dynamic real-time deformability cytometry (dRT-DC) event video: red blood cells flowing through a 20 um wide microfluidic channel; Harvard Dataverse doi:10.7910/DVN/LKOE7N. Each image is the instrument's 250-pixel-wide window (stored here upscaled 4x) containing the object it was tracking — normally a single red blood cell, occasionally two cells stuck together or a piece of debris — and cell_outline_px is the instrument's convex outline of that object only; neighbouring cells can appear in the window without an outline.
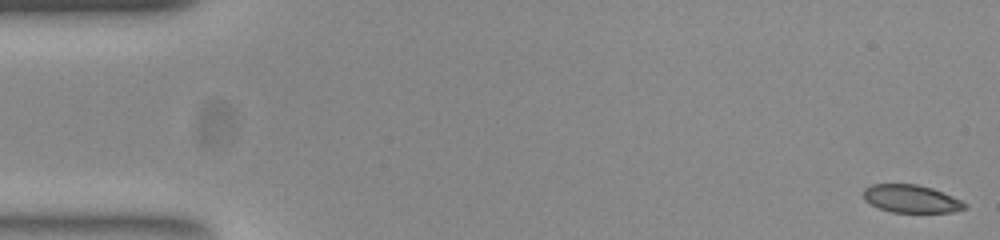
{"species": "common noctule bat (a hibernating species)", "species_latin": "Nyctalus noctula", "temperature_condition": "room temperature", "stored_images_in_passage": 53, "camera_frame_rate_fps": 3000, "um_per_image_px": 0.085, "animal": {"sex": "female", "body_mass_g": 23.0, "forearm_length_mm": 53.4}, "frame": {"image": 1, "passage_image": 1, "time_ms": 0.0, "image_size_px": [1000, 240], "cell_outline_px": [[968, 204], [964, 208], [952, 212], [892, 212], [880, 208], [864, 200], [864, 188], [872, 184], [916, 184], [932, 188], [952, 196]], "centroid_in_image_um": [77.44, 16.89], "position_along_channel_um": 7.6, "area_um2": 16.24}}
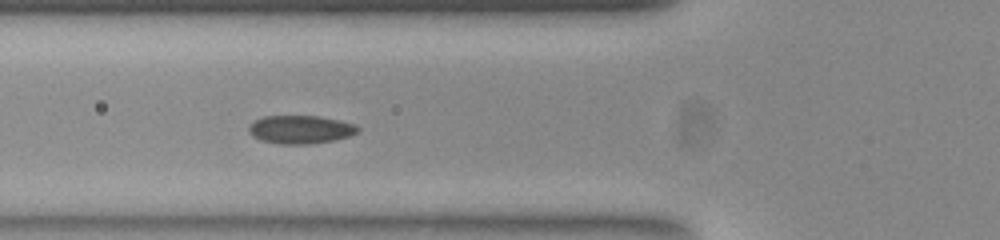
{"frame": {"image": 2, "passage_image": 19, "time_ms": 6.0, "image_size_px": [1000, 240], "cell_outline_px": [[360, 128], [356, 132], [348, 136], [332, 140], [308, 144], [280, 144], [260, 140], [252, 136], [248, 132], [248, 128], [256, 120], [264, 116], [320, 116], [352, 124]], "centroid_in_image_um": [25.48, 11.01], "position_along_channel_um": 100.3, "area_um2": 17.63}}
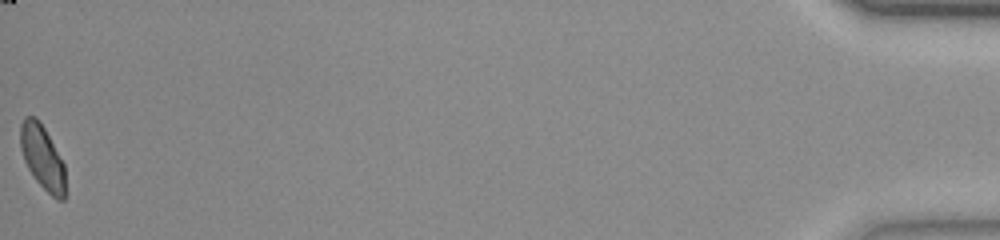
{"frame": {"image": 3, "passage_image": 53, "time_ms": 17.333, "image_size_px": [1000, 240], "cell_outline_px": [[64, 200], [56, 200], [36, 180], [28, 168], [24, 160], [20, 148], [20, 124], [24, 116], [36, 116], [44, 128], [64, 164]], "centroid_in_image_um": [3.57, 13.34], "position_along_channel_um": 431.6, "area_um2": 16.59}, "authors_computed_cell_mechanics": {"area_um2": 17.34, "velocity_mm_per_s": 3.8471, "shape_relaxation_time_tau1_ms": 4.0049, "shape_relaxation_time_tau2_ms": 0.8889, "deformation_change_tau1": 0.1298, "deformation_change_tau2": 0.0566}}